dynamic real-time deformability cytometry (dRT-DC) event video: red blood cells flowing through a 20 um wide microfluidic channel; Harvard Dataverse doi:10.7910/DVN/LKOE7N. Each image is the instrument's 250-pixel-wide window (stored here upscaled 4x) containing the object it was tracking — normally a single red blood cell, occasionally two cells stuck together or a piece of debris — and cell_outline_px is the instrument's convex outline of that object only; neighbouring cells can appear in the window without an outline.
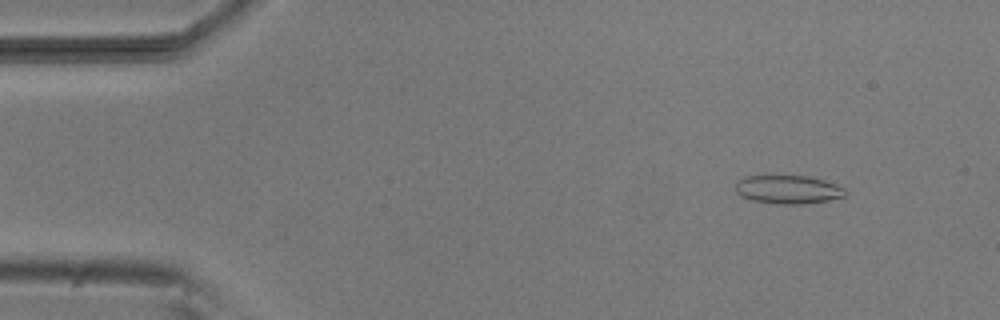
{"species": "common noctule bat (a hibernating species)", "species_latin": "Nyctalus noctula", "temperature_condition": "room temperature", "stored_images_in_passage": 53, "camera_frame_rate_fps": 3000, "um_per_image_px": 0.085, "animal": {"sex": "male", "body_mass_g": 20.5, "forearm_length_mm": 52.5}, "frame": {"image": 1, "passage_image": 6, "time_ms": 1.667, "image_size_px": [1000, 320], "cell_outline_px": [[848, 192], [844, 196], [828, 200], [804, 204], [776, 204], [752, 200], [740, 196], [736, 192], [736, 180], [744, 176], [808, 176], [824, 180], [836, 184], [844, 188]], "centroid_in_image_um": [66.97, 16.11], "position_along_channel_um": 18.0, "area_um2": 18.32}}
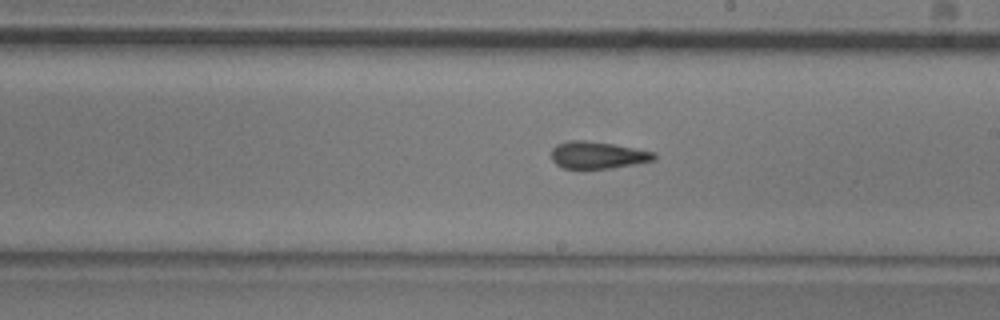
{"frame": {"image": 2, "passage_image": 30, "time_ms": 9.667, "image_size_px": [1000, 320], "cell_outline_px": [[656, 160], [612, 168], [564, 168], [556, 164], [552, 160], [552, 148], [556, 144], [568, 140], [584, 140], [612, 144], [656, 152]], "centroid_in_image_um": [50.8, 13.17], "position_along_channel_um": 238.2, "area_um2": 16.18}}
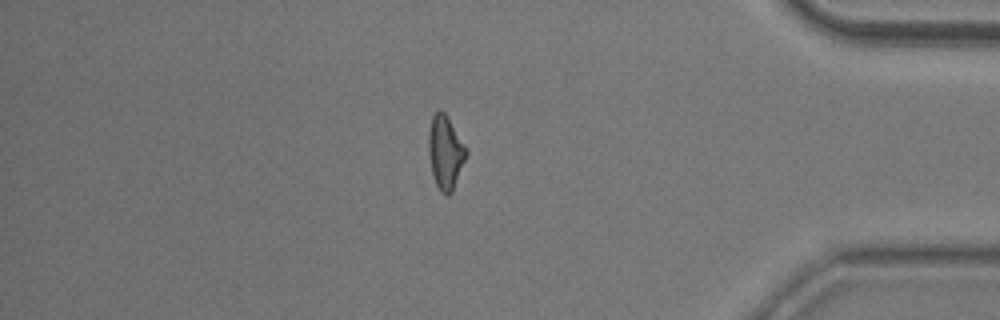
{"frame": {"image": 3, "passage_image": 45, "time_ms": 14.667, "image_size_px": [1000, 320], "cell_outline_px": [[468, 156], [452, 192], [448, 196], [440, 192], [432, 176], [428, 152], [428, 132], [432, 116], [440, 108], [448, 116], [468, 148]], "centroid_in_image_um": [37.88, 12.94], "position_along_channel_um": 397.3, "area_um2": 16.7}, "authors_computed_cell_mechanics": {"area_um2": 16.5886, "velocity_mm_per_s": 3.8473, "shape_relaxation_time_tau1_ms": 5.6961, "shape_relaxation_time_tau2_ms": 2.625, "deformation_change_tau1": 0.1251, "deformation_change_tau2": 0.1018}}